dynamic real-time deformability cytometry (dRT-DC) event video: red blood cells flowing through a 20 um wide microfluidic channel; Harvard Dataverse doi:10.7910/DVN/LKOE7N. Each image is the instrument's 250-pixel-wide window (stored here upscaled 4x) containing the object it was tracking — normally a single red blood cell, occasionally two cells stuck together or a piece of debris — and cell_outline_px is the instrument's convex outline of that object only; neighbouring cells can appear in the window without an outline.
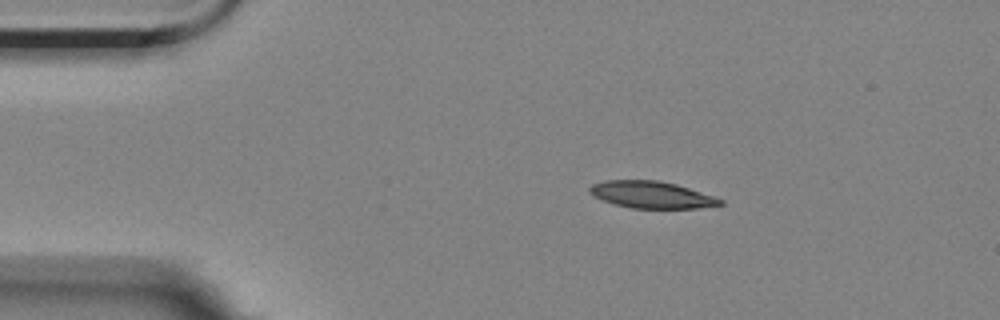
{"species": "Egyptian fruit bat (a non-hibernating species)", "species_latin": "Rousettus aegyptiacus", "temperature_condition": "room temperature", "stored_images_in_passage": 7, "camera_frame_rate_fps": 3000, "um_per_image_px": 0.085, "animal": {"sex": "female"}, "frame": {"image": 1, "passage_image": 2, "time_ms": 1.0, "image_size_px": [1000, 320], "cell_outline_px": [[724, 204], [696, 208], [632, 208], [616, 204], [592, 196], [588, 192], [588, 188], [592, 184], [604, 180], [656, 180], [676, 184], [716, 196], [724, 200]], "centroid_in_image_um": [55.39, 16.54], "position_along_channel_um": 29.6, "area_um2": 20.52}}
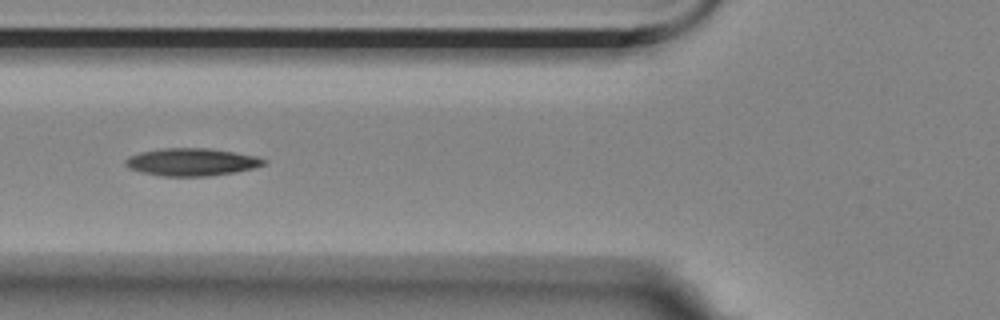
{"frame": {"image": 2, "passage_image": 5, "time_ms": 4.667, "image_size_px": [1000, 320], "cell_outline_px": [[268, 160], [264, 164], [252, 168], [232, 172], [208, 176], [164, 176], [144, 172], [128, 168], [124, 164], [124, 160], [128, 156], [140, 152], [160, 148], [208, 148], [256, 156]], "centroid_in_image_um": [16.24, 13.76], "position_along_channel_um": 109.6, "area_um2": 22.02}}
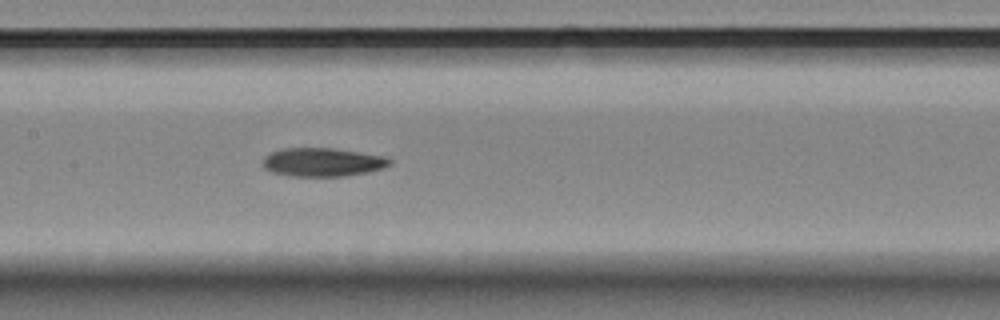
{"frame": {"image": 3, "passage_image": 7, "time_ms": 6.667, "image_size_px": [1000, 320], "cell_outline_px": [[392, 164], [384, 168], [368, 172], [344, 176], [292, 176], [272, 172], [264, 168], [264, 156], [272, 152], [284, 148], [336, 148], [388, 156], [392, 160]], "centroid_in_image_um": [27.49, 13.77], "position_along_channel_um": 179.9, "area_um2": 21.33}}